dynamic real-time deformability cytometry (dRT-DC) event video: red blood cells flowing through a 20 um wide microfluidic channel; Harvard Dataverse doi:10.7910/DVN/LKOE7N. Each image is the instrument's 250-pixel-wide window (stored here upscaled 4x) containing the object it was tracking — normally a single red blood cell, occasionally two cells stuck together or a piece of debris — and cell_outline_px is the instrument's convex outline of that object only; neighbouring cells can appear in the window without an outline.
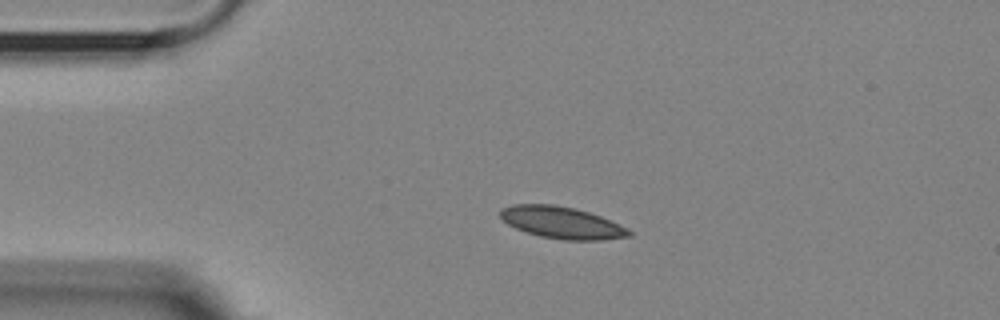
{"species": "Egyptian fruit bat (a non-hibernating species)", "species_latin": "Rousettus aegyptiacus", "temperature_condition": "room temperature", "stored_images_in_passage": 45, "camera_frame_rate_fps": 3000, "um_per_image_px": 0.085, "animal": {"sex": "female"}, "frame": {"image": 1, "passage_image": 1, "time_ms": 0.0, "image_size_px": [1000, 320], "cell_outline_px": [[632, 236], [604, 240], [564, 240], [540, 236], [516, 228], [508, 224], [500, 216], [500, 208], [512, 204], [552, 204], [576, 208], [600, 216], [628, 228], [632, 232]], "centroid_in_image_um": [47.76, 18.92], "position_along_channel_um": 37.2, "area_um2": 23.93}}
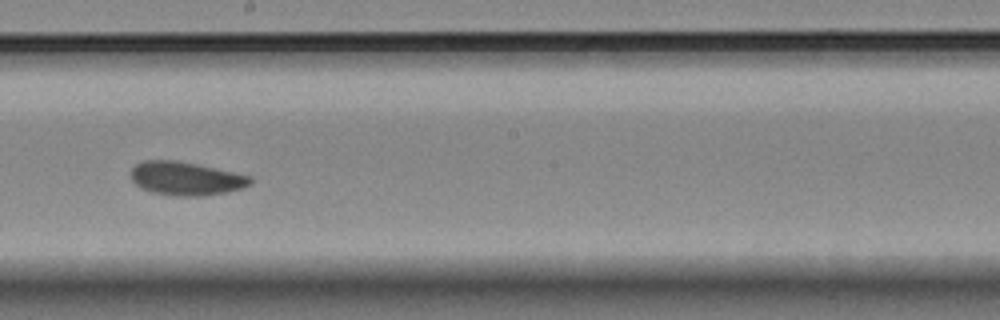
{"frame": {"image": 2, "passage_image": 20, "time_ms": 6.333, "image_size_px": [1000, 320], "cell_outline_px": [[252, 184], [244, 188], [228, 192], [200, 196], [180, 196], [152, 192], [140, 188], [132, 180], [132, 168], [136, 164], [144, 160], [176, 160], [196, 164], [252, 176]], "centroid_in_image_um": [15.83, 15.17], "position_along_channel_um": 232.4, "area_um2": 23.29}}
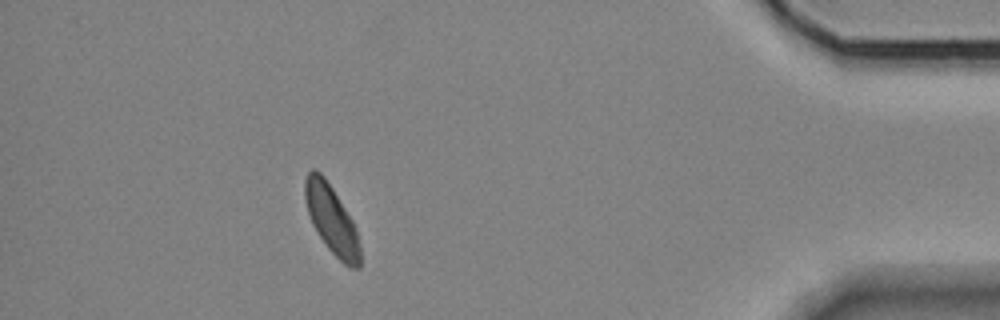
{"frame": {"image": 3, "passage_image": 39, "time_ms": 12.667, "image_size_px": [1000, 320], "cell_outline_px": [[360, 268], [352, 268], [344, 264], [328, 248], [312, 224], [308, 212], [304, 196], [304, 180], [308, 172], [312, 168], [316, 168], [324, 176], [332, 188], [352, 220], [356, 228], [360, 244]], "centroid_in_image_um": [28.18, 18.64], "position_along_channel_um": 407.0, "area_um2": 21.85}, "authors_computed_cell_mechanics": {"area_um2": 23.0044, "velocity_mm_per_s": 3.5555, "shape_relaxation_time_tau1_ms": 4.6204, "shape_relaxation_time_tau2_ms": 3.8465, "deformation_change_tau1": 0.0902, "deformation_change_tau2": 0.0711}}